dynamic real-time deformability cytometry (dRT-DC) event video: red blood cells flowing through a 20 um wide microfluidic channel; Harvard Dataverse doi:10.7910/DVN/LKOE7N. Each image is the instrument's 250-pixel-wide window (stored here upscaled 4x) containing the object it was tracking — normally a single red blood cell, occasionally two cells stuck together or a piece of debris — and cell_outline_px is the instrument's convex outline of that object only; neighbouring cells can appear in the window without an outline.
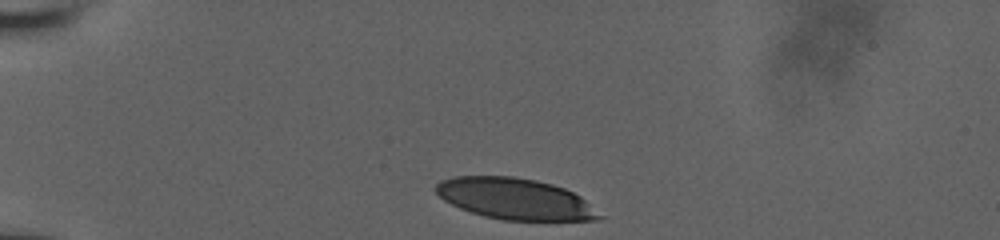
{"species": "human", "species_latin": "Homo sapiens", "temperature_condition": "room temperature", "stored_images_in_passage": 33, "camera_frame_rate_fps": 3000, "um_per_image_px": 0.085, "donor": {"sex": "male"}, "frame": {"image": 1, "passage_image": 1, "time_ms": 0.0, "image_size_px": [1000, 240], "cell_outline_px": [[604, 216], [600, 220], [500, 220], [484, 216], [460, 208], [444, 200], [436, 192], [436, 184], [440, 180], [452, 176], [512, 176], [536, 180], [552, 184], [564, 188], [580, 196]], "centroid_in_image_um": [43.78, 16.9], "position_along_channel_um": 41.2, "area_um2": 39.19}}
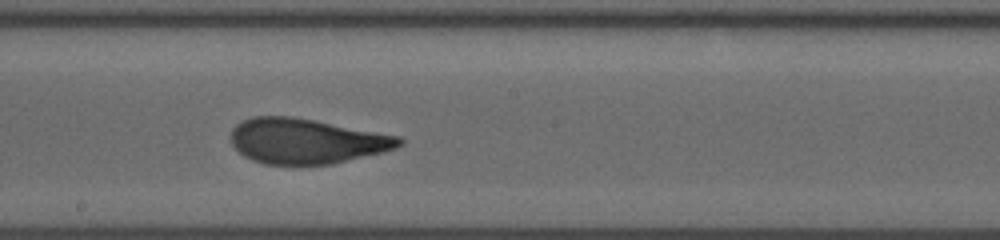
{"frame": {"image": 2, "passage_image": 19, "time_ms": 6.0, "image_size_px": [1000, 240], "cell_outline_px": [[404, 144], [396, 148], [384, 152], [332, 164], [264, 164], [252, 160], [244, 156], [232, 144], [232, 128], [236, 124], [252, 116], [292, 116], [400, 136], [404, 140]], "centroid_in_image_um": [26.06, 11.99], "position_along_channel_um": 222.1, "area_um2": 44.22}}
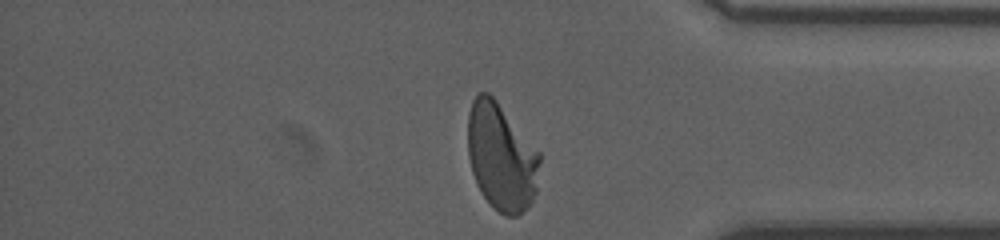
{"frame": {"image": 3, "passage_image": 33, "time_ms": 10.667, "image_size_px": [1000, 240], "cell_outline_px": [[540, 160], [536, 192], [528, 208], [516, 216], [504, 216], [480, 192], [476, 184], [472, 172], [468, 156], [468, 112], [472, 100], [480, 92], [488, 92], [496, 100], [540, 152]], "centroid_in_image_um": [42.61, 13.34], "position_along_channel_um": 392.6, "area_um2": 44.91}, "authors_computed_cell_mechanics": {"area_um2": 44.217, "velocity_mm_per_s": 3.9331, "shape_relaxation_time_tau1_ms": 5.7837, "shape_relaxation_time_tau2_ms": null, "deformation_change_tau1": 0.2081, "deformation_change_tau2": null}}